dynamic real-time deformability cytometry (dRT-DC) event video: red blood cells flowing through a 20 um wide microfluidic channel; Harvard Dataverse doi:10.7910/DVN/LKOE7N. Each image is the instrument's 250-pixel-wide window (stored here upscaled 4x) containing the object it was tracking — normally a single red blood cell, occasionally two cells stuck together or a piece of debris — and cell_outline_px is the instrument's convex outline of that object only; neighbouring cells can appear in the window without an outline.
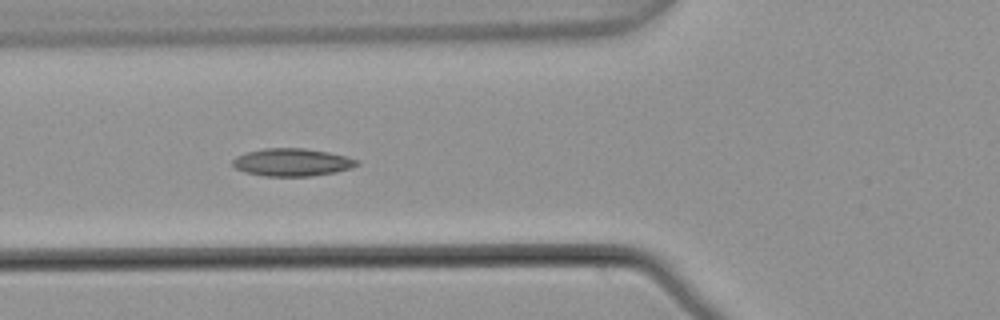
{"species": "common noctule bat (a hibernating species)", "species_latin": "Nyctalus noctula", "temperature_condition": "warm", "stored_images_in_passage": 7, "camera_frame_rate_fps": 3000, "um_per_image_px": 0.085, "animal": {"sex": "male", "body_mass_g": 21.5, "forearm_length_mm": 52.0}, "frame": {"image": 1, "passage_image": 4, "time_ms": 1.0, "image_size_px": [1000, 320], "cell_outline_px": [[360, 164], [352, 168], [336, 172], [312, 176], [264, 176], [244, 172], [236, 168], [232, 164], [232, 160], [236, 156], [248, 152], [264, 148], [304, 148], [328, 152], [348, 156], [360, 160]], "centroid_in_image_um": [24.87, 13.79], "position_along_channel_um": 100.9, "area_um2": 20.23}}
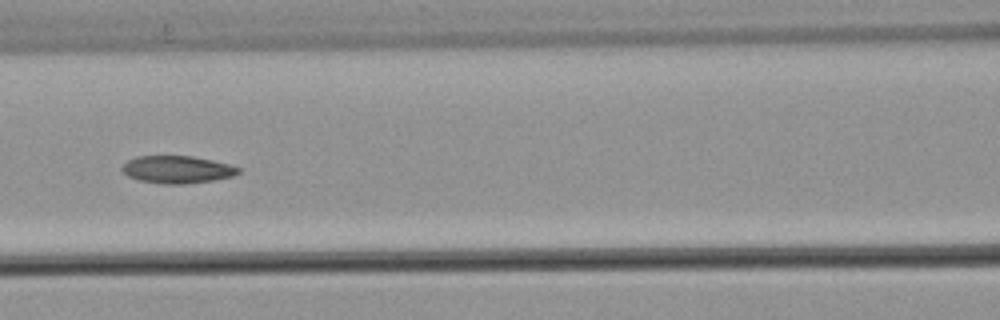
{"frame": {"image": 2, "passage_image": 5, "time_ms": 1.333, "image_size_px": [1000, 320], "cell_outline_px": [[240, 172], [232, 176], [212, 180], [184, 184], [164, 184], [140, 180], [128, 176], [120, 168], [128, 160], [136, 156], [192, 156], [212, 160], [228, 164], [240, 168]], "centroid_in_image_um": [15.04, 14.4], "position_along_channel_um": 151.6, "area_um2": 18.44}}